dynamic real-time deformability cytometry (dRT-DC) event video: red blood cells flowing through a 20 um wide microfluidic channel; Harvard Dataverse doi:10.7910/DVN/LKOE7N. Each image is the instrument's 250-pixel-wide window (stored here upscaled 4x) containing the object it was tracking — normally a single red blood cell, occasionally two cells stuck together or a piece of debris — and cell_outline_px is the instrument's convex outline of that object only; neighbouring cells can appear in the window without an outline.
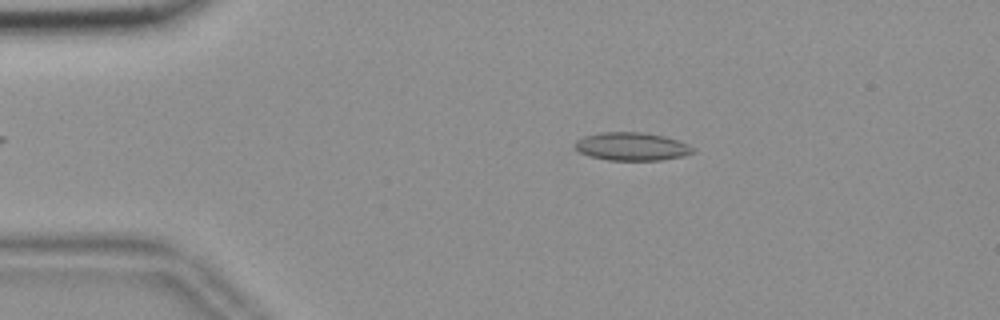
{"species": "common noctule bat (a hibernating species)", "species_latin": "Nyctalus noctula", "temperature_condition": "room temperature", "stored_images_in_passage": 47, "camera_frame_rate_fps": 3000, "um_per_image_px": 0.085, "animal": {"sex": "female", "body_mass_g": 18.4}, "frame": {"image": 1, "passage_image": 10, "time_ms": 3.0, "image_size_px": [1000, 320], "cell_outline_px": [[696, 152], [684, 156], [660, 160], [608, 160], [588, 156], [580, 152], [576, 148], [576, 140], [584, 136], [600, 132], [644, 132], [664, 136], [688, 144]], "centroid_in_image_um": [53.7, 12.45], "position_along_channel_um": 31.3, "area_um2": 19.31}}
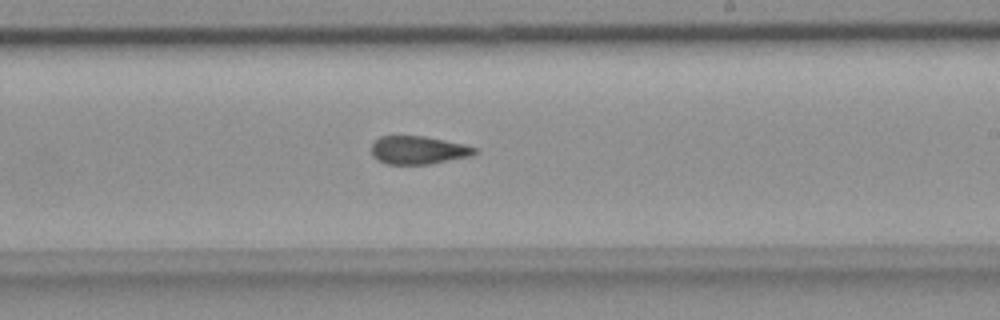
{"frame": {"image": 2, "passage_image": 32, "time_ms": 10.333, "image_size_px": [1000, 320], "cell_outline_px": [[480, 152], [468, 156], [428, 164], [388, 164], [376, 160], [372, 156], [372, 144], [380, 136], [424, 136], [464, 144], [476, 148]], "centroid_in_image_um": [35.53, 12.76], "position_along_channel_um": 253.5, "area_um2": 16.82}}
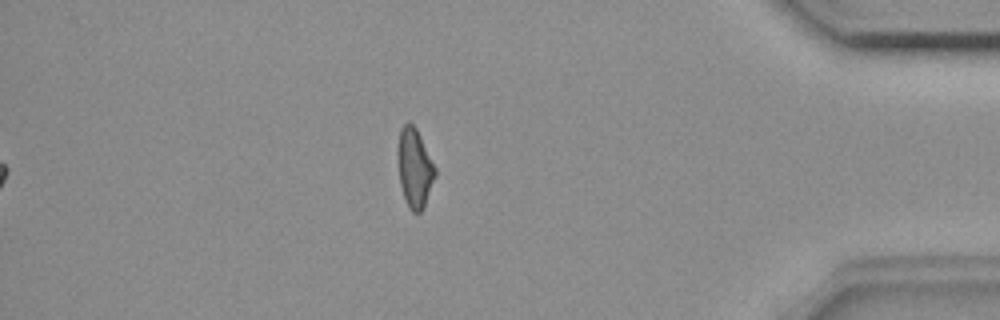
{"frame": {"image": 3, "passage_image": 47, "time_ms": 15.333, "image_size_px": [1000, 320], "cell_outline_px": [[436, 176], [424, 208], [420, 212], [412, 212], [408, 208], [404, 200], [400, 184], [396, 156], [396, 148], [400, 128], [408, 120], [416, 128], [436, 168]], "centroid_in_image_um": [35.21, 14.28], "position_along_channel_um": 400.0, "area_um2": 17.69}, "authors_computed_cell_mechanics": {"area_um2": 17.918, "velocity_mm_per_s": 3.6916, "shape_relaxation_time_tau1_ms": null, "shape_relaxation_time_tau2_ms": 1.7189, "deformation_change_tau1": null, "deformation_change_tau2": 0.0751}}